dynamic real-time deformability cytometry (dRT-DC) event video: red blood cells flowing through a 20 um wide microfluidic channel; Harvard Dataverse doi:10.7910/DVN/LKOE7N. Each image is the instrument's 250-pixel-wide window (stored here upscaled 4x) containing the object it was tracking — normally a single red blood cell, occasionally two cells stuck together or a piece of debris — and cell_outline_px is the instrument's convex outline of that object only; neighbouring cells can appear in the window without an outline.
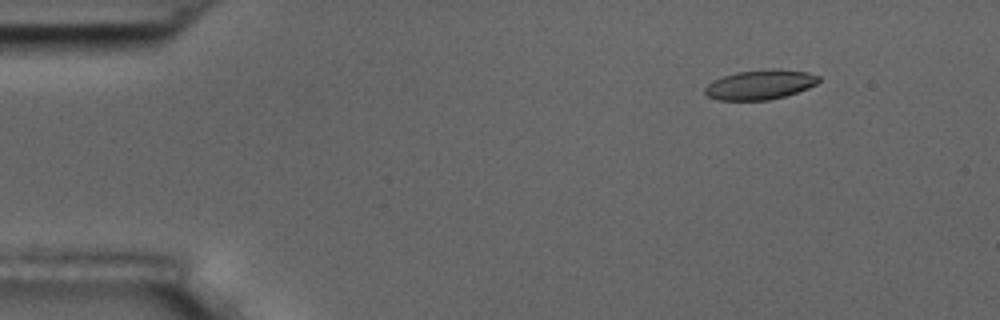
{"species": "common noctule bat (a hibernating species)", "species_latin": "Nyctalus noctula", "temperature_condition": "room temperature", "stored_images_in_passage": 5, "camera_frame_rate_fps": 3000, "um_per_image_px": 0.085, "animal": {"sex": "male", "body_mass_g": 17.5, "forearm_length_mm": 52.3}, "frame": {"image": 1, "passage_image": 2, "time_ms": 1.333, "image_size_px": [1000, 320], "cell_outline_px": [[820, 80], [816, 84], [808, 88], [784, 96], [768, 100], [716, 100], [708, 96], [704, 92], [704, 88], [712, 80], [736, 72], [772, 68], [776, 68], [808, 72], [820, 76]], "centroid_in_image_um": [64.6, 7.18], "position_along_channel_um": 20.4, "area_um2": 19.77}}
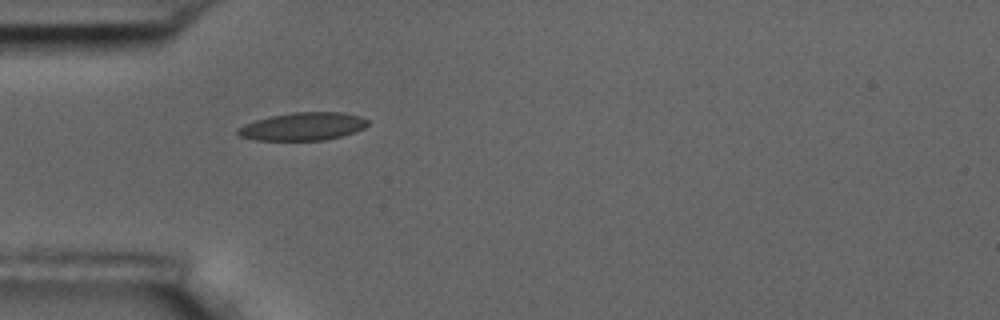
{"frame": {"image": 2, "passage_image": 5, "time_ms": 4.667, "image_size_px": [1000, 320], "cell_outline_px": [[368, 124], [364, 128], [340, 136], [324, 140], [256, 140], [240, 136], [236, 132], [236, 128], [244, 124], [256, 120], [272, 116], [292, 112], [344, 112], [360, 116], [368, 120]], "centroid_in_image_um": [25.73, 10.74], "position_along_channel_um": 59.3, "area_um2": 21.04}}